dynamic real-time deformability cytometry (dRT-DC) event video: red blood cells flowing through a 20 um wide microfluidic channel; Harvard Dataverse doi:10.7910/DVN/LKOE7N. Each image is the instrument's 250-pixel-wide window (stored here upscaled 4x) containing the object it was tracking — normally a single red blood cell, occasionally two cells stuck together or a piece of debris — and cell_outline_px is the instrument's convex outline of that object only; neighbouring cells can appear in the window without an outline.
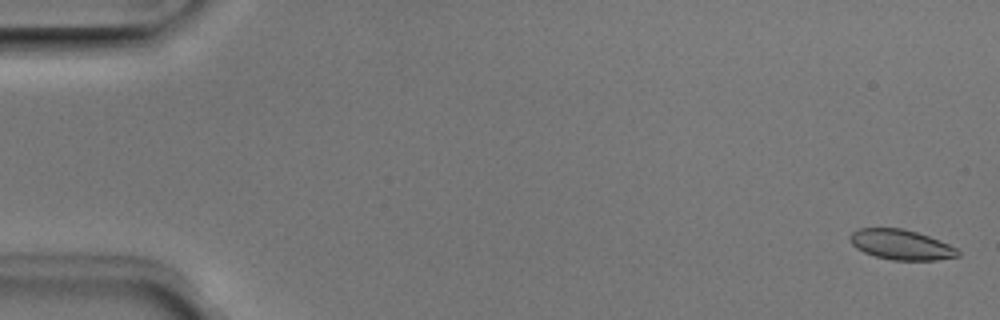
{"species": "Egyptian fruit bat (a non-hibernating species)", "species_latin": "Rousettus aegyptiacus", "temperature_condition": "room temperature", "stored_images_in_passage": 52, "camera_frame_rate_fps": 3000, "um_per_image_px": 0.085, "animal": {"sex": "male"}, "frame": {"image": 1, "passage_image": 2, "time_ms": 0.333, "image_size_px": [1000, 320], "cell_outline_px": [[960, 256], [936, 260], [892, 260], [876, 256], [864, 252], [856, 248], [852, 244], [852, 232], [860, 228], [904, 228], [928, 236], [948, 244], [956, 248], [960, 252]], "centroid_in_image_um": [76.62, 20.8], "position_along_channel_um": 8.4, "area_um2": 18.67}}
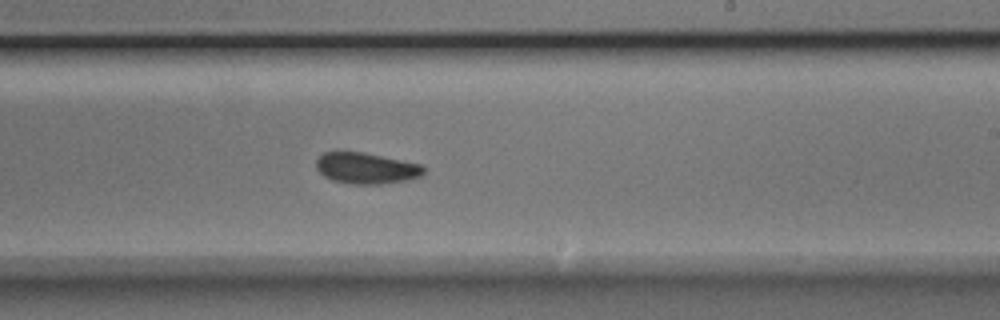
{"frame": {"image": 2, "passage_image": 32, "time_ms": 10.333, "image_size_px": [1000, 320], "cell_outline_px": [[424, 172], [420, 176], [408, 180], [380, 184], [352, 184], [332, 180], [324, 176], [316, 168], [316, 160], [324, 152], [364, 152], [424, 164]], "centroid_in_image_um": [31.16, 14.29], "position_along_channel_um": 257.8, "area_um2": 19.59}}
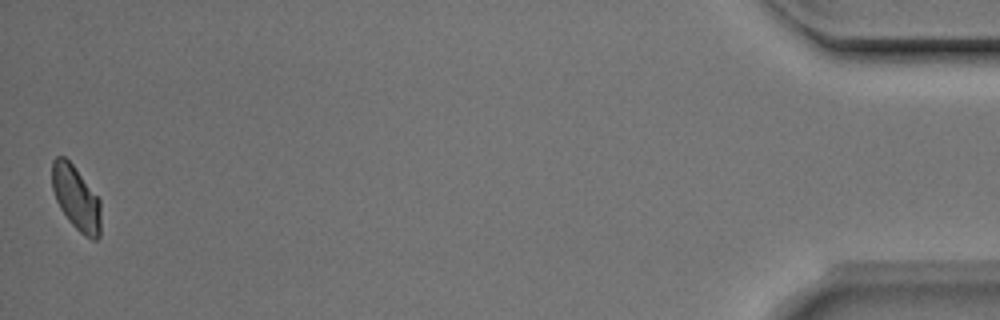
{"frame": {"image": 3, "passage_image": 52, "time_ms": 17.0, "image_size_px": [1000, 320], "cell_outline_px": [[100, 236], [96, 240], [92, 240], [84, 236], [68, 220], [60, 208], [56, 200], [52, 188], [52, 160], [56, 156], [64, 156], [72, 164], [100, 200]], "centroid_in_image_um": [6.46, 16.85], "position_along_channel_um": 428.7, "area_um2": 18.15}, "authors_computed_cell_mechanics": {"area_um2": 19.363, "velocity_mm_per_s": 3.9392, "shape_relaxation_time_tau1_ms": 5.6988, "shape_relaxation_time_tau2_ms": 1.8597, "deformation_change_tau1": 0.1155, "deformation_change_tau2": 0.0606}}